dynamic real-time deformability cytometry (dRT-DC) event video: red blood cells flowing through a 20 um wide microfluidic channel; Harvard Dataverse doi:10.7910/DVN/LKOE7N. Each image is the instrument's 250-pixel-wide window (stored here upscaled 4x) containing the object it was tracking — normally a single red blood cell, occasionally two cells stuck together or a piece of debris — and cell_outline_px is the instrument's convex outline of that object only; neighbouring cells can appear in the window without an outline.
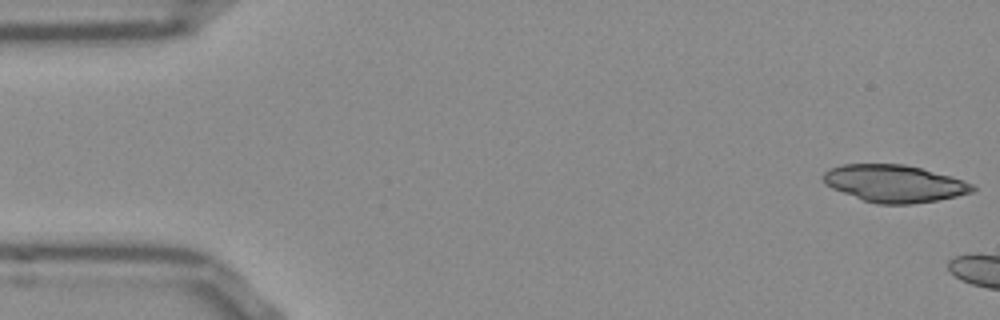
{"species": "Egyptian fruit bat (a non-hibernating species)", "species_latin": "Rousettus aegyptiacus", "temperature_condition": "room temperature", "stored_images_in_passage": 5, "camera_frame_rate_fps": 3000, "um_per_image_px": 0.085, "frame": {"image": 1, "passage_image": 1, "time_ms": 0.0, "image_size_px": [1000, 320], "cell_outline_px": [[976, 188], [972, 192], [956, 196], [936, 200], [912, 204], [876, 204], [864, 200], [832, 188], [824, 184], [820, 176], [828, 168], [840, 164], [904, 164], [952, 176], [972, 184]], "centroid_in_image_um": [75.97, 15.59], "position_along_channel_um": 9.0, "area_um2": 32.43}}